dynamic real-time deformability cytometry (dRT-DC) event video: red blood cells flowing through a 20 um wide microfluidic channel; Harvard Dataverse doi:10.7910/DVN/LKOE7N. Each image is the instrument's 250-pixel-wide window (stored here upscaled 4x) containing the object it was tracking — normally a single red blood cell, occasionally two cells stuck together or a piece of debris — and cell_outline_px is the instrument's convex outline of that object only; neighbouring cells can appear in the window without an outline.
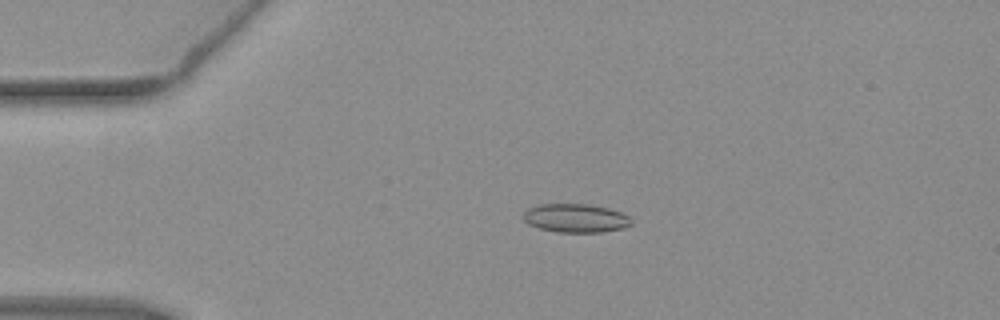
{"species": "common noctule bat (a hibernating species)", "species_latin": "Nyctalus noctula", "temperature_condition": "warm", "stored_images_in_passage": 52, "camera_frame_rate_fps": 3000, "um_per_image_px": 0.085, "animal": {"sex": "female", "body_mass_g": 19.3, "forearm_length_mm": 54.1}, "frame": {"image": 1, "passage_image": 11, "time_ms": 3.333, "image_size_px": [1000, 320], "cell_outline_px": [[632, 224], [624, 228], [600, 232], [556, 232], [540, 228], [528, 224], [524, 220], [524, 212], [528, 208], [540, 204], [588, 204], [608, 208], [620, 212], [628, 216], [632, 220]], "centroid_in_image_um": [48.93, 18.54], "position_along_channel_um": 36.1, "area_um2": 17.98}}
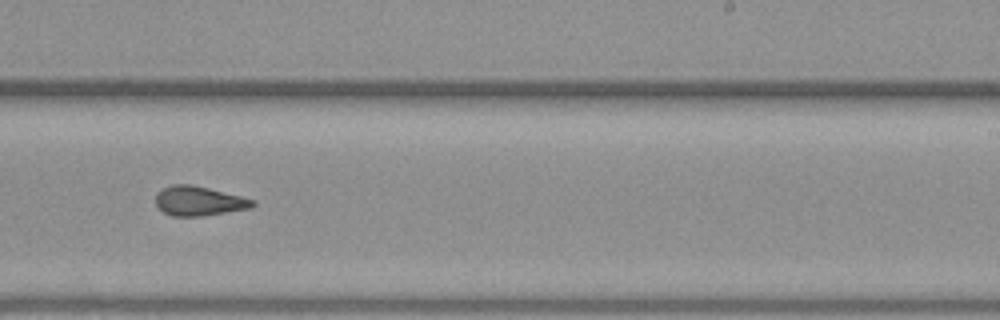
{"frame": {"image": 2, "passage_image": 32, "time_ms": 10.333, "image_size_px": [1000, 320], "cell_outline_px": [[256, 204], [252, 208], [200, 216], [172, 216], [164, 212], [156, 204], [156, 192], [172, 184], [192, 184], [256, 200]], "centroid_in_image_um": [16.91, 17.08], "position_along_channel_um": 272.1, "area_um2": 16.59}}
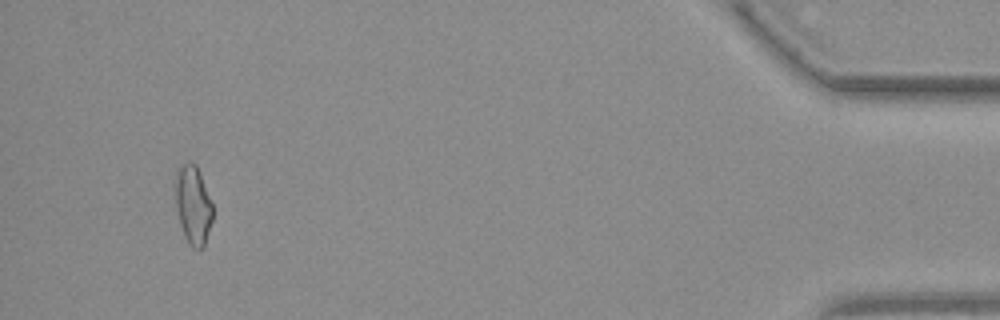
{"frame": {"image": 3, "passage_image": 49, "time_ms": 16.0, "image_size_px": [1000, 320], "cell_outline_px": [[212, 220], [204, 244], [200, 248], [192, 248], [188, 244], [184, 236], [180, 224], [176, 208], [176, 180], [180, 168], [184, 164], [196, 164], [200, 172], [212, 204]], "centroid_in_image_um": [16.42, 17.47], "position_along_channel_um": 418.8, "area_um2": 16.59}, "authors_computed_cell_mechanics": {"area_um2": 17.1088, "velocity_mm_per_s": 3.9315, "shape_relaxation_time_tau1_ms": 8.2947, "shape_relaxation_time_tau2_ms": 1.4618, "deformation_change_tau1": 0.1985, "deformation_change_tau2": 0.087}}